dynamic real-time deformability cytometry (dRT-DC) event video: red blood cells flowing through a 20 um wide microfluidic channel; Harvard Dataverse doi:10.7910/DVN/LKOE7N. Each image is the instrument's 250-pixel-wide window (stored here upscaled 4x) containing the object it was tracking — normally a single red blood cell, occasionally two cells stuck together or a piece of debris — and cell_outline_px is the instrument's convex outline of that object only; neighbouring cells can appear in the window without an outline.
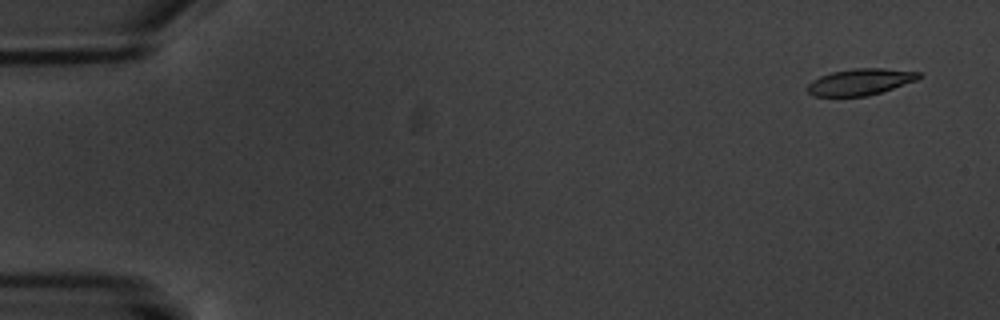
{"species": "common noctule bat (a hibernating species)", "species_latin": "Nyctalus noctula", "temperature_condition": "warm", "stored_images_in_passage": 9, "camera_frame_rate_fps": 3000, "um_per_image_px": 0.085, "animal": {"sex": "male", "body_mass_g": 20.1, "forearm_length_mm": 53.5}, "frame": {"image": 1, "passage_image": 2, "time_ms": 1.0, "image_size_px": [1000, 320], "cell_outline_px": [[920, 76], [916, 80], [868, 96], [812, 96], [804, 88], [812, 80], [820, 76], [832, 72], [856, 68], [884, 68], [920, 72]], "centroid_in_image_um": [73.06, 6.96], "position_along_channel_um": 11.9, "area_um2": 17.05}}
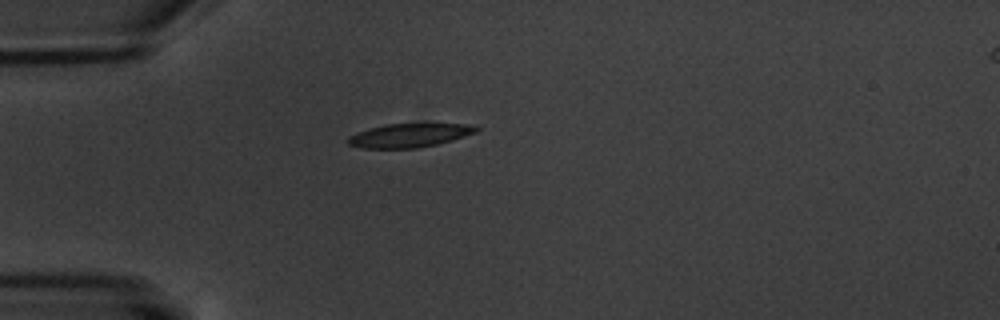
{"frame": {"image": 2, "passage_image": 6, "time_ms": 5.667, "image_size_px": [1000, 320], "cell_outline_px": [[480, 128], [476, 132], [452, 140], [420, 148], [364, 148], [348, 144], [348, 136], [356, 132], [368, 128], [388, 124], [424, 120], [464, 124]], "centroid_in_image_um": [34.83, 11.45], "position_along_channel_um": 50.2, "area_um2": 18.61}}